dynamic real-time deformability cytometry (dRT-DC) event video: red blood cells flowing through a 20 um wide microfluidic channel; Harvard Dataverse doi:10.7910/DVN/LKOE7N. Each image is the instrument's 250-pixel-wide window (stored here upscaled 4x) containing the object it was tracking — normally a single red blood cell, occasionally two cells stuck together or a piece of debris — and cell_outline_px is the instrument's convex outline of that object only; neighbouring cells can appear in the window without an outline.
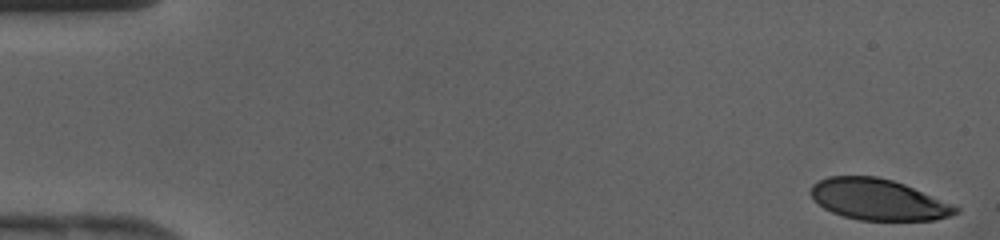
{"species": "human", "species_latin": "Homo sapiens", "temperature_condition": "cold", "stored_images_in_passage": 42, "camera_frame_rate_fps": 3000, "um_per_image_px": 0.085, "donor": {"sex": "female"}, "frame": {"image": 1, "passage_image": 1, "time_ms": 0.0, "image_size_px": [1000, 240], "cell_outline_px": [[960, 212], [952, 216], [936, 220], [860, 220], [844, 216], [832, 212], [824, 208], [812, 196], [812, 184], [828, 176], [876, 176], [892, 180], [904, 184], [956, 204], [960, 208]], "centroid_in_image_um": [74.74, 16.97], "position_along_channel_um": 10.3, "area_um2": 34.74}}
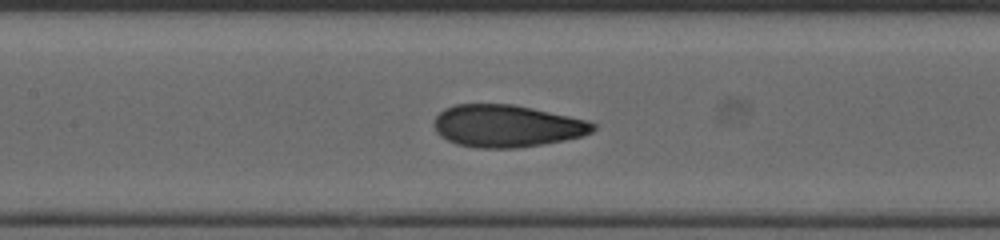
{"frame": {"image": 2, "passage_image": 20, "time_ms": 6.333, "image_size_px": [1000, 240], "cell_outline_px": [[596, 128], [592, 132], [584, 136], [544, 144], [516, 148], [476, 148], [456, 144], [440, 136], [436, 132], [432, 124], [432, 120], [444, 108], [456, 104], [512, 104], [532, 108], [568, 116], [584, 120], [596, 124]], "centroid_in_image_um": [43.03, 10.71], "position_along_channel_um": 164.4, "area_um2": 39.3}}
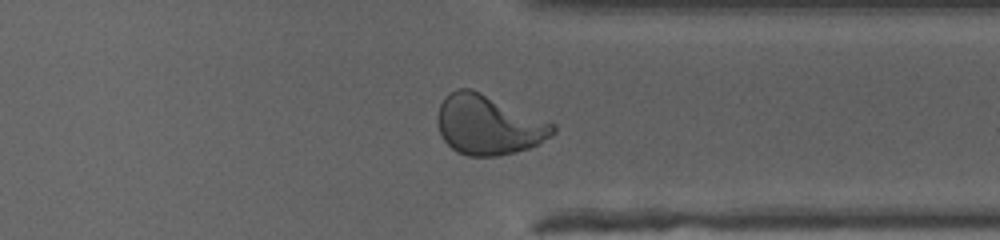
{"frame": {"image": 3, "passage_image": 33, "time_ms": 10.667, "image_size_px": [1000, 240], "cell_outline_px": [[556, 132], [552, 136], [528, 148], [516, 152], [496, 156], [468, 156], [456, 152], [440, 136], [436, 120], [436, 116], [440, 104], [444, 96], [448, 92], [456, 88], [468, 88], [480, 92], [556, 124]], "centroid_in_image_um": [41.48, 10.61], "position_along_channel_um": 369.9, "area_um2": 40.29}}